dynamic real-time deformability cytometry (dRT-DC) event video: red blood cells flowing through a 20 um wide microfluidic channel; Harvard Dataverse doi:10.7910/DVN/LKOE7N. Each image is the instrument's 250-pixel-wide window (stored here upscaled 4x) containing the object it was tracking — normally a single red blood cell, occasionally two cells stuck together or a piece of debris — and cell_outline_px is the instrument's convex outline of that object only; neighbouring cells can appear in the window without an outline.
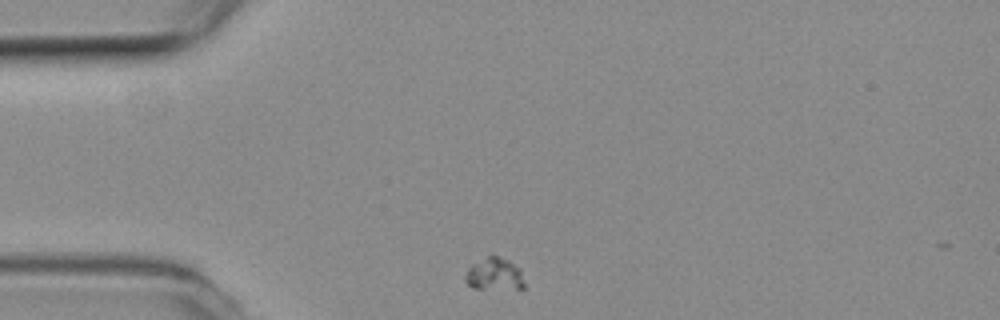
{"species": "common noctule bat (a hibernating species)", "species_latin": "Nyctalus noctula", "temperature_condition": "room temperature", "stored_images_in_passage": 7, "camera_frame_rate_fps": 3000, "um_per_image_px": 0.085, "animal": {"sex": "female", "body_mass_g": 19.3, "forearm_length_mm": 54.1}, "frame": {"image": 1, "passage_image": 1, "time_ms": 0.0, "image_size_px": [1000, 320], "cell_outline_px": [[524, 288], [520, 292], [472, 288], [464, 280], [464, 276], [468, 268], [472, 264], [488, 256], [496, 256], [508, 260], [520, 272], [524, 280]], "centroid_in_image_um": [42.04, 23.4], "position_along_channel_um": 43.0, "area_um2": 11.56}}
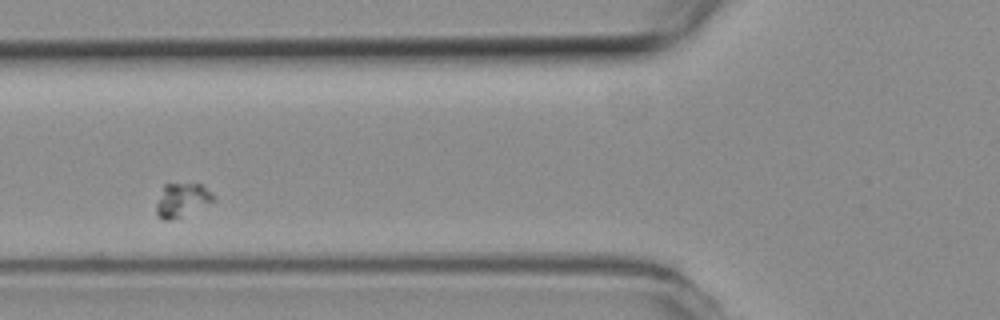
{"frame": {"image": 2, "passage_image": 3, "time_ms": 0.667, "image_size_px": [1000, 320], "cell_outline_px": [[216, 200], [172, 220], [164, 220], [156, 216], [156, 204], [164, 184], [200, 184], [212, 192], [216, 196]], "centroid_in_image_um": [15.46, 17.0], "position_along_channel_um": 110.3, "area_um2": 11.1}}
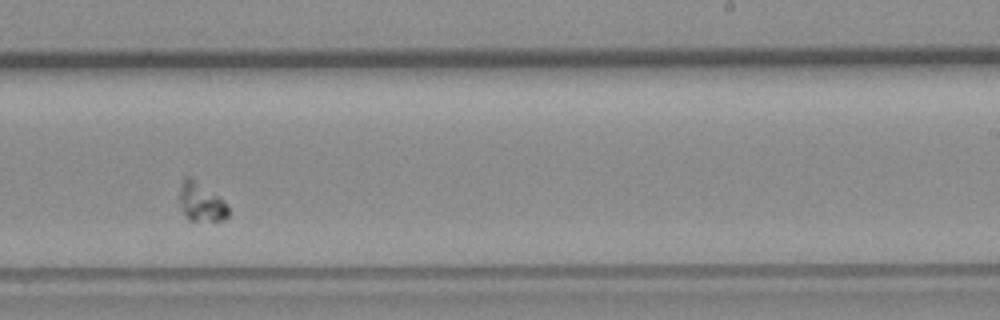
{"frame": {"image": 3, "passage_image": 7, "time_ms": 2.0, "image_size_px": [1000, 320], "cell_outline_px": [[228, 216], [224, 220], [188, 220], [180, 204], [180, 184], [184, 176], [192, 176], [224, 200], [228, 208]], "centroid_in_image_um": [17.09, 17.13], "position_along_channel_um": 271.9, "area_um2": 11.04}}